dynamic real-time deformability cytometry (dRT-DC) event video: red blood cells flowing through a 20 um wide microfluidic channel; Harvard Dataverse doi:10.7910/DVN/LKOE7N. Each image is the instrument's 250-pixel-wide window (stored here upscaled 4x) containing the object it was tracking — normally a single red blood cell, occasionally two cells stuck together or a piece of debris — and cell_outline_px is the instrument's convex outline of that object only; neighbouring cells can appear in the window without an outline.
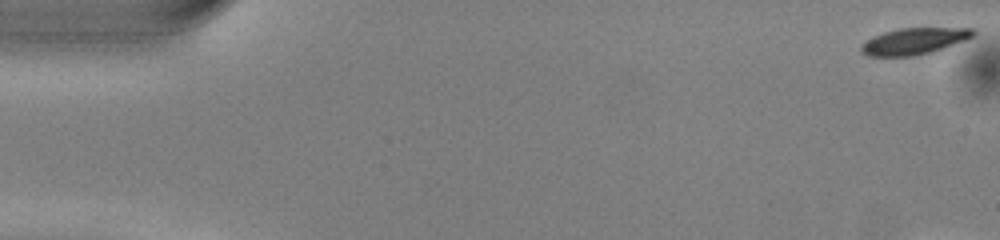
{"species": "common noctule bat (a hibernating species)", "species_latin": "Nyctalus noctula", "temperature_condition": "warm", "stored_images_in_passage": 13, "camera_frame_rate_fps": 3000, "um_per_image_px": 0.085, "animal": {"sex": "male", "body_mass_g": 13.0, "forearm_length_mm": 53.1}, "frame": {"image": 1, "passage_image": 1, "time_ms": 0.0, "image_size_px": [1000, 240], "cell_outline_px": [[976, 32], [972, 36], [964, 40], [932, 52], [912, 56], [868, 56], [860, 52], [860, 44], [884, 32], [900, 28], [972, 28]], "centroid_in_image_um": [77.67, 3.5], "position_along_channel_um": 7.3, "area_um2": 17.05}}